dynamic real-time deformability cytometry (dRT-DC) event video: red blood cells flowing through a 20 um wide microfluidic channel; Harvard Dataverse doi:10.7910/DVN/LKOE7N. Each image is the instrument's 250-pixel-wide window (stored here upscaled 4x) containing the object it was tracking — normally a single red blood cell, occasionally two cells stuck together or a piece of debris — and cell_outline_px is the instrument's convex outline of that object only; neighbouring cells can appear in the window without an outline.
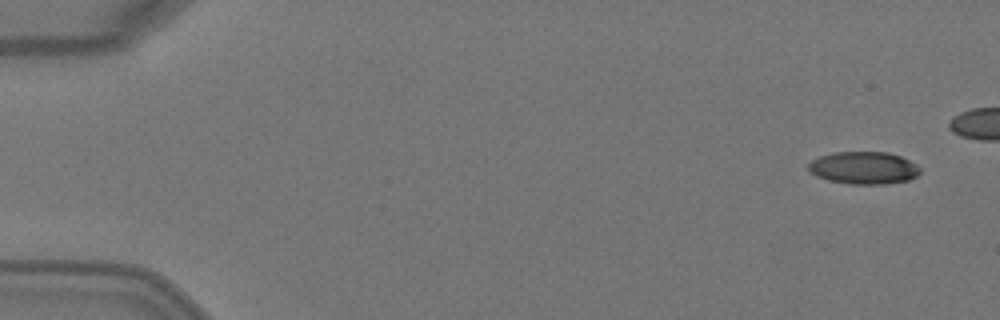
{"species": "Egyptian fruit bat (a non-hibernating species)", "species_latin": "Rousettus aegyptiacus", "temperature_condition": "warm", "stored_images_in_passage": 2, "camera_frame_rate_fps": 3000, "um_per_image_px": 0.085, "animal": {"sex": "female"}, "frame": {"image": 1, "passage_image": 1, "time_ms": 0.0, "image_size_px": [1000, 320], "cell_outline_px": [[920, 172], [916, 176], [908, 180], [884, 184], [848, 184], [828, 180], [816, 176], [808, 168], [808, 164], [812, 160], [820, 156], [832, 152], [888, 152], [900, 156], [916, 164], [920, 168]], "centroid_in_image_um": [73.41, 14.27], "position_along_channel_um": 11.6, "area_um2": 21.1}}